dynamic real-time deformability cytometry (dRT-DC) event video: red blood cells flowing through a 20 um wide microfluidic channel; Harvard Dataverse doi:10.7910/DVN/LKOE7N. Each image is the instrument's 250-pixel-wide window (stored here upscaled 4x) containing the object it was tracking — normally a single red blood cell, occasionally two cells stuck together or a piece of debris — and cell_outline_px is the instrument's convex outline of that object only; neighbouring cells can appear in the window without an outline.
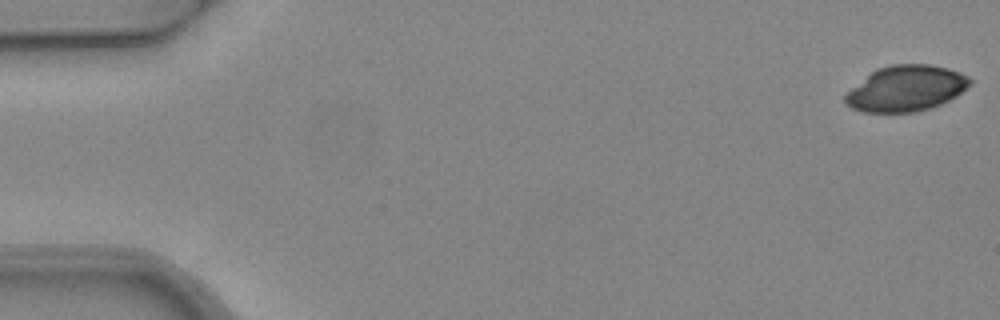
{"species": "common noctule bat (a hibernating species)", "species_latin": "Nyctalus noctula", "temperature_condition": "warm", "stored_images_in_passage": 5, "camera_frame_rate_fps": 3000, "um_per_image_px": 0.085, "animal": {"sex": "female", "body_mass_g": 24.6, "forearm_length_mm": 56.2}, "frame": {"image": 1, "passage_image": 1, "time_ms": 0.0, "image_size_px": [1000, 320], "cell_outline_px": [[972, 84], [956, 96], [940, 104], [916, 112], [864, 112], [852, 108], [844, 104], [844, 96], [852, 88], [876, 68], [892, 64], [928, 64], [948, 68], [960, 72], [968, 76], [972, 80]], "centroid_in_image_um": [77.02, 7.51], "position_along_channel_um": 8.0, "area_um2": 33.18}}